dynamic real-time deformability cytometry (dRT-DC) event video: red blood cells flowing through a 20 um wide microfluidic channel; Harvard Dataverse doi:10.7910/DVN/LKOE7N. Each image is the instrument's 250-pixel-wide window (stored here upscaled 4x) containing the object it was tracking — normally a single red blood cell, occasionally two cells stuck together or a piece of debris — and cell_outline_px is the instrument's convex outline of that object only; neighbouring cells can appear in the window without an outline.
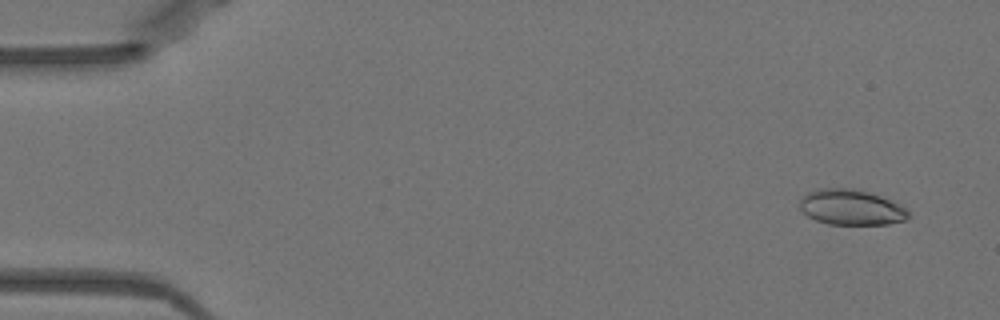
{"species": "Egyptian fruit bat (a non-hibernating species)", "species_latin": "Rousettus aegyptiacus", "temperature_condition": "warm", "stored_images_in_passage": 51, "camera_frame_rate_fps": 3000, "um_per_image_px": 0.085, "animal": {"sex": "female"}, "frame": {"image": 1, "passage_image": 3, "time_ms": 0.667, "image_size_px": [1000, 320], "cell_outline_px": [[912, 216], [908, 220], [888, 224], [828, 224], [816, 220], [808, 216], [800, 208], [800, 200], [808, 192], [820, 188], [852, 188], [868, 192], [880, 196], [900, 204]], "centroid_in_image_um": [72.38, 17.63], "position_along_channel_um": 12.6, "area_um2": 22.43}}
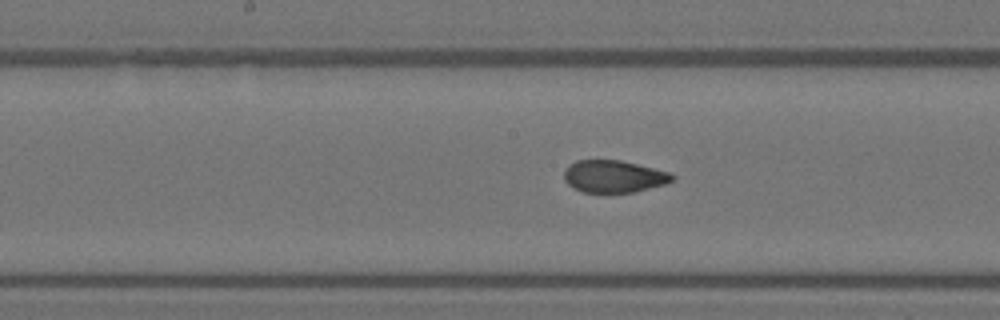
{"frame": {"image": 2, "passage_image": 26, "time_ms": 8.333, "image_size_px": [1000, 320], "cell_outline_px": [[676, 176], [672, 180], [664, 184], [632, 192], [584, 192], [568, 184], [564, 180], [564, 168], [568, 164], [576, 160], [620, 160], [668, 172]], "centroid_in_image_um": [52.12, 14.98], "position_along_channel_um": 196.1, "area_um2": 20.06}}
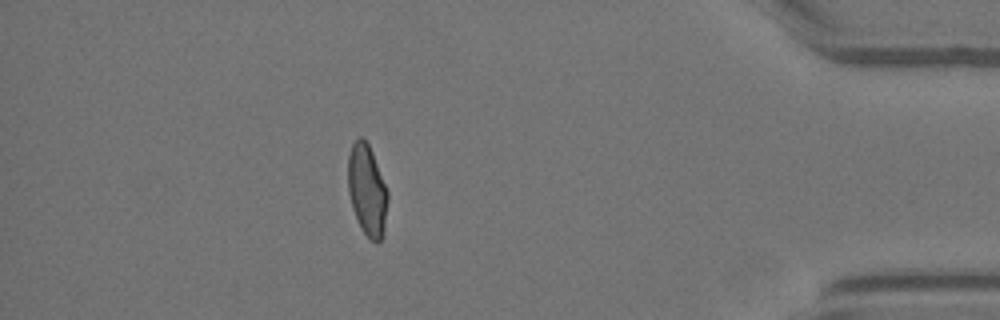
{"frame": {"image": 3, "passage_image": 45, "time_ms": 14.667, "image_size_px": [1000, 320], "cell_outline_px": [[388, 200], [384, 236], [376, 244], [360, 228], [352, 208], [348, 192], [348, 156], [352, 144], [360, 136], [368, 144], [372, 152], [388, 192]], "centroid_in_image_um": [31.21, 16.21], "position_along_channel_um": 404.0, "area_um2": 21.15}, "authors_computed_cell_mechanics": {"area_um2": 21.386, "velocity_mm_per_s": 3.9871, "shape_relaxation_time_tau1_ms": null, "shape_relaxation_time_tau2_ms": 0.8016, "deformation_change_tau1": null, "deformation_change_tau2": 0.0595}}